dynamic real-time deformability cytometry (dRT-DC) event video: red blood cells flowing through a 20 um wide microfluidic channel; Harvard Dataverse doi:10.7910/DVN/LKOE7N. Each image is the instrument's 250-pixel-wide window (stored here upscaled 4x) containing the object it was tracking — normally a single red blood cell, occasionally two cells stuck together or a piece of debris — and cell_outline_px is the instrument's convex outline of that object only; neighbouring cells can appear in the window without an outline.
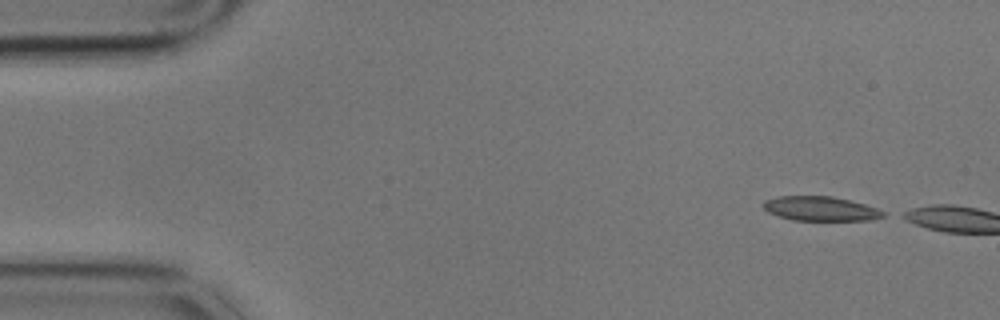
{"species": "common noctule bat (a hibernating species)", "species_latin": "Nyctalus noctula", "temperature_condition": "cold", "stored_images_in_passage": 4, "camera_frame_rate_fps": 3000, "um_per_image_px": 0.085, "animal": {"sex": "male", "body_mass_g": 17.9}, "frame": {"image": 1, "passage_image": 1, "time_ms": 0.0, "image_size_px": [1000, 320], "cell_outline_px": [[888, 216], [872, 220], [792, 220], [776, 216], [768, 212], [760, 204], [764, 200], [776, 196], [832, 196], [864, 204], [888, 212]], "centroid_in_image_um": [69.74, 17.74], "position_along_channel_um": 15.3, "area_um2": 17.34}}